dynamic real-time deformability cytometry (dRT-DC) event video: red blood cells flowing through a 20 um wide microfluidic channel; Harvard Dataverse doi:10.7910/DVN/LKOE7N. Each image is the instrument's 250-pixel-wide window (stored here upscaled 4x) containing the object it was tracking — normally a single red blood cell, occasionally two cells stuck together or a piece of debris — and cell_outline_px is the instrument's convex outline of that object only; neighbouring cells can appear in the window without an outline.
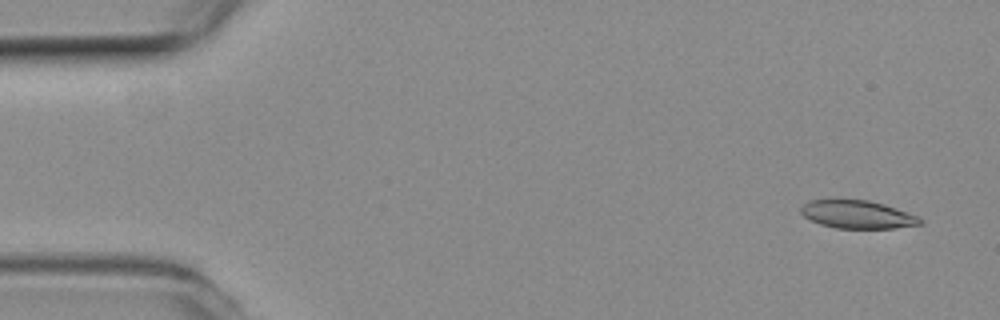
{"species": "common noctule bat (a hibernating species)", "species_latin": "Nyctalus noctula", "temperature_condition": "room temperature", "stored_images_in_passage": 52, "camera_frame_rate_fps": 3000, "um_per_image_px": 0.085, "animal": {"sex": "female", "body_mass_g": 19.3, "forearm_length_mm": 54.1}, "frame": {"image": 1, "passage_image": 2, "time_ms": 0.333, "image_size_px": [1000, 320], "cell_outline_px": [[924, 224], [892, 228], [836, 228], [820, 224], [804, 216], [800, 212], [800, 208], [808, 200], [868, 200], [884, 204], [896, 208], [916, 216], [924, 220]], "centroid_in_image_um": [72.89, 18.23], "position_along_channel_um": 12.1, "area_um2": 19.31}}
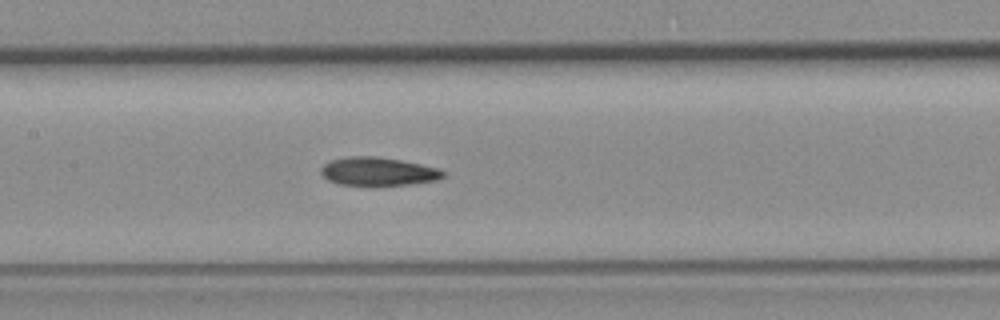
{"frame": {"image": 2, "passage_image": 24, "time_ms": 7.667, "image_size_px": [1000, 320], "cell_outline_px": [[444, 176], [436, 180], [408, 184], [372, 188], [340, 184], [328, 180], [320, 172], [320, 168], [328, 160], [348, 156], [376, 156], [400, 160], [440, 168], [444, 172]], "centroid_in_image_um": [32.09, 14.6], "position_along_channel_um": 175.3, "area_um2": 20.87}}
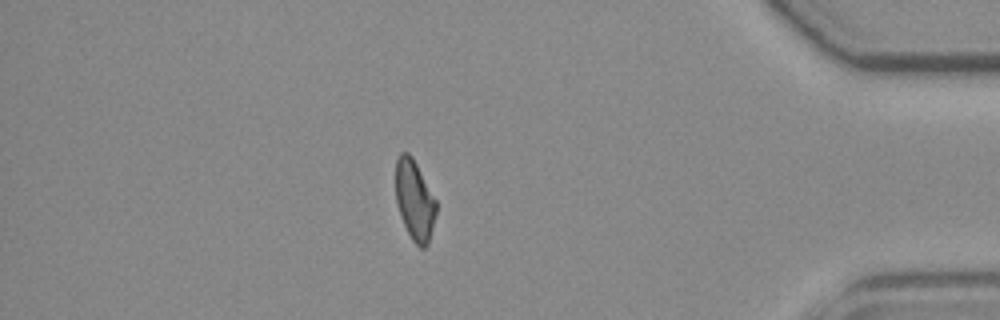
{"frame": {"image": 3, "passage_image": 45, "time_ms": 14.667, "image_size_px": [1000, 320], "cell_outline_px": [[436, 216], [428, 244], [424, 248], [420, 248], [412, 240], [404, 224], [396, 200], [396, 160], [400, 152], [408, 152], [412, 156], [436, 200]], "centroid_in_image_um": [35.25, 17.01], "position_along_channel_um": 400.0, "area_um2": 18.73}, "authors_computed_cell_mechanics": {"area_um2": 20.2011, "velocity_mm_per_s": 3.8235, "shape_relaxation_time_tau1_ms": 7.8884, "shape_relaxation_time_tau2_ms": 5.0137, "deformation_change_tau1": 0.19, "deformation_change_tau2": 0.1278}}